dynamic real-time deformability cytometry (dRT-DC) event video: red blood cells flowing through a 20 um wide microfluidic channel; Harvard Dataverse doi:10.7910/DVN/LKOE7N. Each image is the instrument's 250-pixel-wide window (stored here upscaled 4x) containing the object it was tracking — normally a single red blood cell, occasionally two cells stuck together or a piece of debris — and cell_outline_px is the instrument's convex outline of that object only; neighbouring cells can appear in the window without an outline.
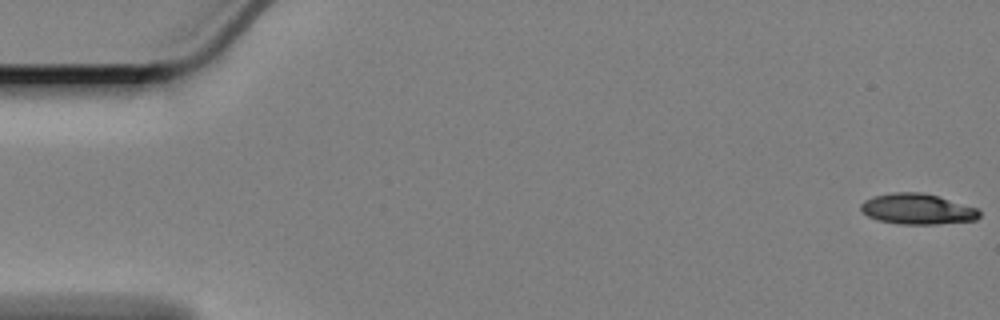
{"species": "Egyptian fruit bat (a non-hibernating species)", "species_latin": "Rousettus aegyptiacus", "temperature_condition": "cold", "stored_images_in_passage": 59, "camera_frame_rate_fps": 3000, "um_per_image_px": 0.085, "animal": {"sex": "female"}, "frame": {"image": 1, "passage_image": 1, "time_ms": 0.0, "image_size_px": [1000, 320], "cell_outline_px": [[980, 216], [976, 220], [936, 224], [900, 224], [880, 220], [868, 216], [860, 208], [860, 204], [864, 200], [876, 196], [892, 192], [920, 192], [936, 196], [976, 208], [980, 212]], "centroid_in_image_um": [77.96, 17.77], "position_along_channel_um": 7.0, "area_um2": 20.81}}
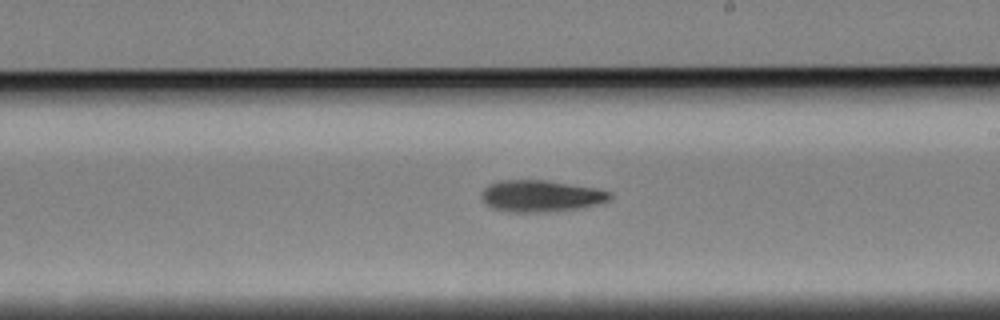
{"frame": {"image": 2, "passage_image": 34, "time_ms": 11.0, "image_size_px": [1000, 320], "cell_outline_px": [[612, 196], [608, 200], [596, 204], [576, 208], [548, 212], [512, 212], [492, 208], [484, 204], [484, 188], [488, 184], [500, 180], [544, 180], [596, 188], [612, 192]], "centroid_in_image_um": [45.96, 16.65], "position_along_channel_um": 243.0, "area_um2": 23.41}}
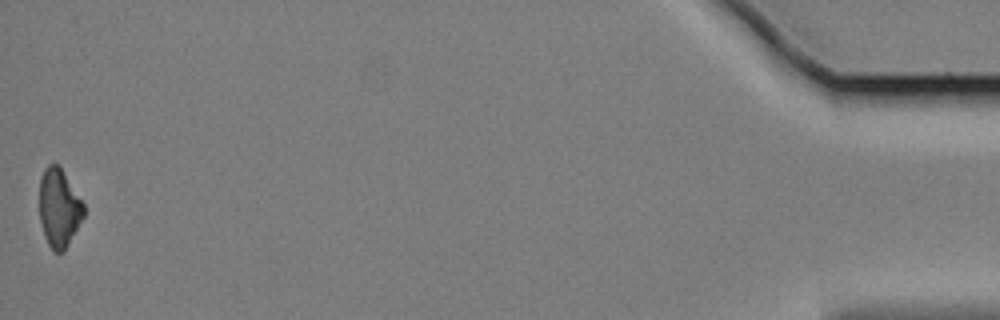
{"frame": {"image": 3, "passage_image": 59, "time_ms": 19.333, "image_size_px": [1000, 320], "cell_outline_px": [[84, 216], [64, 252], [56, 252], [48, 244], [44, 236], [40, 220], [40, 176], [44, 168], [48, 164], [60, 164], [84, 204]], "centroid_in_image_um": [5.02, 17.64], "position_along_channel_um": 430.2, "area_um2": 20.35}, "authors_computed_cell_mechanics": {"area_um2": 22.3686, "velocity_mm_per_s": 3.3781, "shape_relaxation_time_tau1_ms": 6.7222, "shape_relaxation_time_tau2_ms": null, "deformation_change_tau1": 0.1699, "deformation_change_tau2": null}}